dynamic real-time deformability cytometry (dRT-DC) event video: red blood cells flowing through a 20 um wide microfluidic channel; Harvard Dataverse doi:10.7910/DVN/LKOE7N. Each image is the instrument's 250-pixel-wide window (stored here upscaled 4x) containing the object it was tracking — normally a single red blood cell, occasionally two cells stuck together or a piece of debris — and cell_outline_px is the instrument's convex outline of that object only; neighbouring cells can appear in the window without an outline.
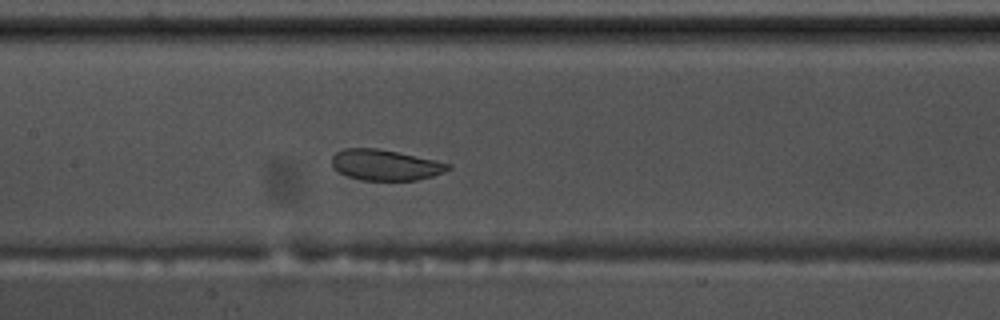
{"species": "common noctule bat (a hibernating species)", "species_latin": "Nyctalus noctula", "temperature_condition": "warm", "stored_images_in_passage": 56, "camera_frame_rate_fps": 3000, "um_per_image_px": 0.085, "animal": {"sex": "male", "body_mass_g": 17.5, "forearm_length_mm": 52.3}, "frame": {"image": 1, "passage_image": 26, "time_ms": 8.333, "image_size_px": [1000, 320], "cell_outline_px": [[452, 168], [444, 172], [432, 176], [416, 180], [360, 180], [348, 176], [332, 168], [332, 156], [336, 152], [344, 148], [376, 148], [396, 152], [452, 164]], "centroid_in_image_um": [32.73, 14.02], "position_along_channel_um": 174.7, "area_um2": 20.69}}
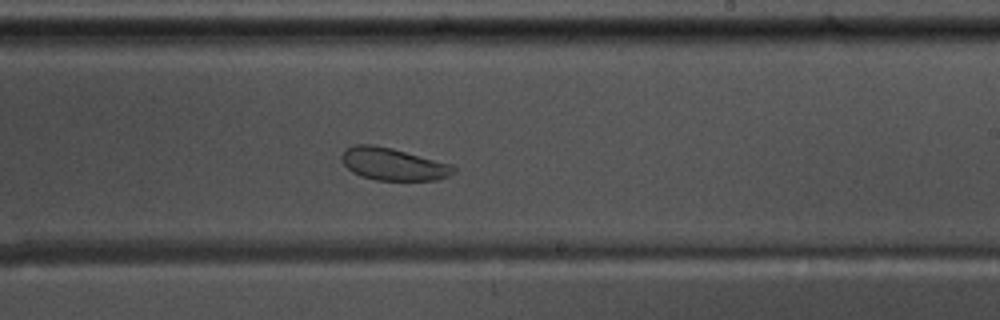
{"frame": {"image": 2, "passage_image": 33, "time_ms": 10.667, "image_size_px": [1000, 320], "cell_outline_px": [[456, 172], [448, 176], [436, 180], [376, 180], [360, 176], [352, 172], [340, 160], [340, 156], [344, 148], [356, 144], [372, 144], [392, 148], [452, 164], [456, 168]], "centroid_in_image_um": [33.39, 13.94], "position_along_channel_um": 255.6, "area_um2": 21.33}}
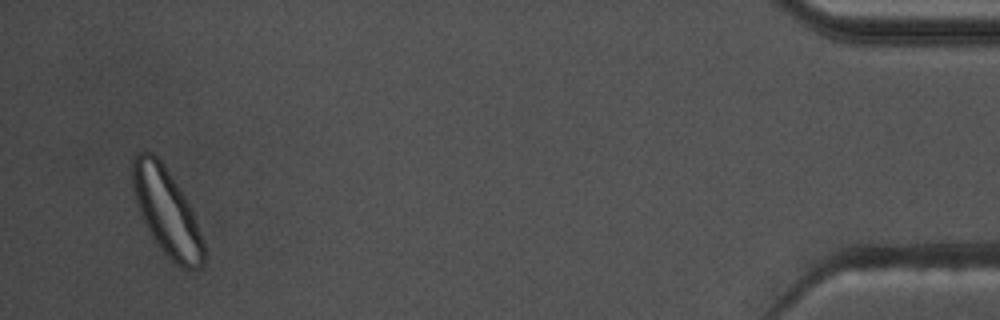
{"frame": {"image": 3, "passage_image": 54, "time_ms": 17.667, "image_size_px": [1000, 320], "cell_outline_px": [[204, 264], [200, 268], [180, 268], [156, 244], [140, 212], [132, 188], [132, 156], [136, 152], [152, 152], [164, 164], [184, 196], [192, 212], [204, 240]], "centroid_in_image_um": [14.16, 17.99], "position_along_channel_um": 421.0, "area_um2": 35.6}}